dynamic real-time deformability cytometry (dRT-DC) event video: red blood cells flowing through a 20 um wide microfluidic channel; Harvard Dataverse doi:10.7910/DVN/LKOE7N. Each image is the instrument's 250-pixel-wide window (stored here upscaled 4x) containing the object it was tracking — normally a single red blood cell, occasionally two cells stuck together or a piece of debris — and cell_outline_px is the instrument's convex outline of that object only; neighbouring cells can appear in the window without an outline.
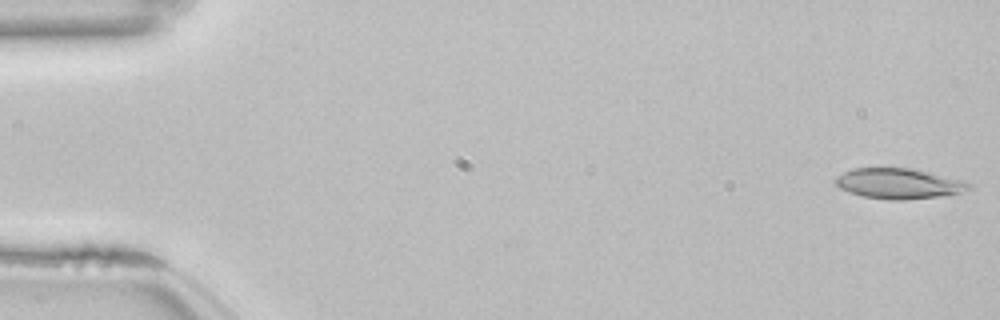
{"species": "common noctule bat (a hibernating species)", "species_latin": "Nyctalus noctula", "temperature_condition": "room temperature", "stored_images_in_passage": 53, "camera_frame_rate_fps": 3000, "um_per_image_px": 0.085, "animal": {"sex": "female", "body_mass_g": 22.7, "forearm_length_mm": 54.2}, "frame": {"image": 1, "passage_image": 1, "time_ms": 0.0, "image_size_px": [1000, 320], "cell_outline_px": [[972, 188], [960, 192], [936, 196], [904, 200], [892, 200], [864, 196], [848, 192], [840, 188], [832, 180], [836, 176], [852, 168], [912, 168], [964, 180], [972, 184]], "centroid_in_image_um": [76.37, 15.59], "position_along_channel_um": 8.6, "area_um2": 23.58}}
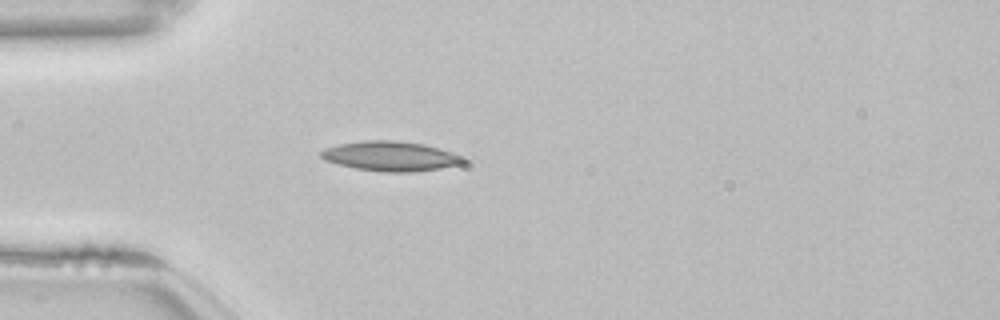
{"frame": {"image": 2, "passage_image": 15, "time_ms": 4.667, "image_size_px": [1000, 320], "cell_outline_px": [[472, 160], [468, 164], [412, 172], [384, 172], [356, 168], [324, 160], [320, 156], [320, 152], [324, 148], [340, 144], [364, 140], [396, 140], [424, 144], [468, 156]], "centroid_in_image_um": [33.35, 13.27], "position_along_channel_um": 51.7, "area_um2": 25.14}}
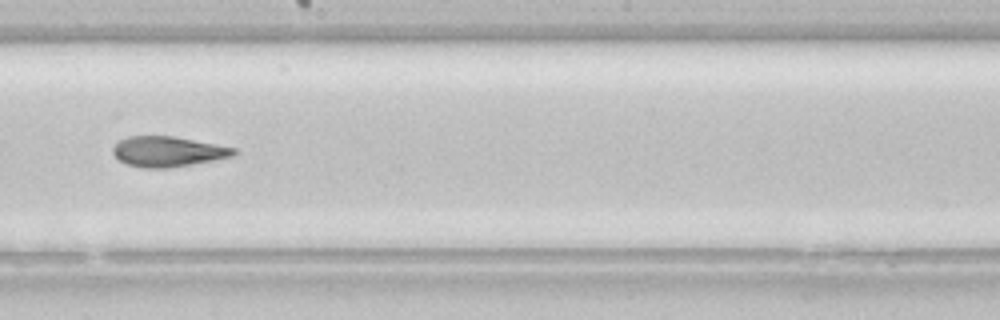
{"frame": {"image": 3, "passage_image": 30, "time_ms": 9.667, "image_size_px": [1000, 320], "cell_outline_px": [[236, 152], [232, 156], [192, 164], [168, 168], [144, 168], [128, 164], [120, 160], [112, 152], [112, 148], [120, 140], [128, 136], [172, 136], [216, 144], [236, 148]], "centroid_in_image_um": [14.25, 12.88], "position_along_channel_um": 234.0, "area_um2": 21.04}, "authors_computed_cell_mechanics": {"area_um2": 22.8888, "velocity_mm_per_s": 3.8557, "shape_relaxation_time_tau1_ms": null, "shape_relaxation_time_tau2_ms": 3.8406, "deformation_change_tau1": null, "deformation_change_tau2": 0.1242}}